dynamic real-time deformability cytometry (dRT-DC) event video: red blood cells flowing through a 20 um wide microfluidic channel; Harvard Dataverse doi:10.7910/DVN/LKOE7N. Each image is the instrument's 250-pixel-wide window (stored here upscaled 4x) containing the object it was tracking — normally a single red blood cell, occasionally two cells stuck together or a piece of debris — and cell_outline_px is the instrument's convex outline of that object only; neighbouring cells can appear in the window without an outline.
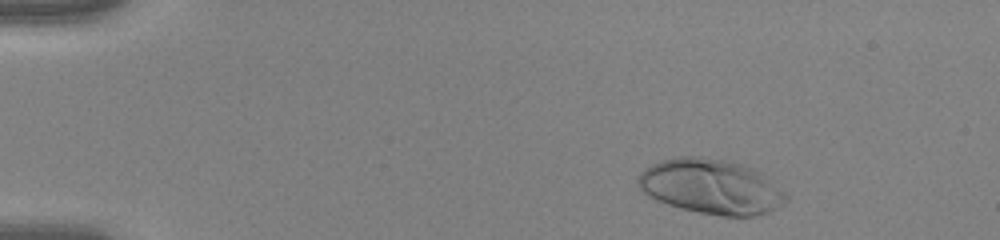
{"species": "human", "species_latin": "Homo sapiens", "temperature_condition": "warm", "stored_images_in_passage": 48, "camera_frame_rate_fps": 3000, "um_per_image_px": 0.085, "donor": {"sex": "female"}, "frame": {"image": 1, "passage_image": 3, "time_ms": 0.667, "image_size_px": [1000, 240], "cell_outline_px": [[788, 200], [784, 204], [768, 212], [752, 216], [720, 216], [680, 208], [668, 204], [648, 196], [640, 188], [636, 180], [640, 172], [644, 168], [652, 164], [664, 160], [680, 156], [700, 156], [728, 160], [744, 164], [760, 172], [784, 192], [788, 196]], "centroid_in_image_um": [60.44, 15.85], "position_along_channel_um": 24.6, "area_um2": 47.28}}
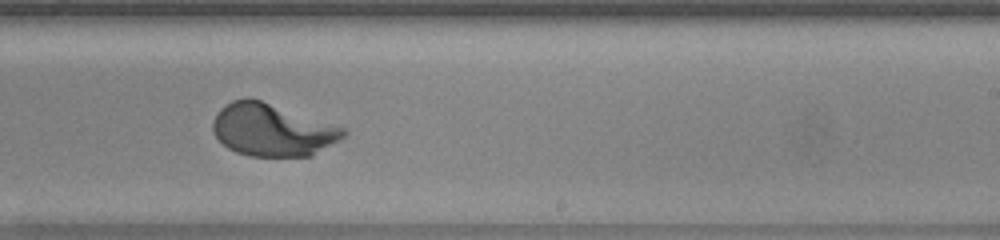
{"frame": {"image": 2, "passage_image": 29, "time_ms": 9.333, "image_size_px": [1000, 240], "cell_outline_px": [[348, 132], [340, 140], [312, 156], [248, 156], [236, 152], [228, 148], [212, 132], [212, 120], [220, 108], [232, 100], [244, 96], [252, 96], [348, 128]], "centroid_in_image_um": [23.16, 11.01], "position_along_channel_um": 265.8, "area_um2": 40.81}}
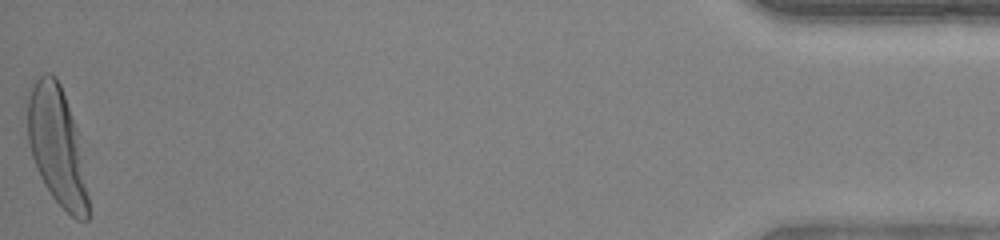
{"frame": {"image": 3, "passage_image": 48, "time_ms": 15.667, "image_size_px": [1000, 240], "cell_outline_px": [[88, 220], [76, 220], [52, 196], [44, 184], [36, 168], [32, 156], [28, 140], [28, 96], [32, 84], [40, 76], [48, 72], [56, 76], [60, 84], [76, 128], [88, 196]], "centroid_in_image_um": [4.82, 12.41], "position_along_channel_um": 430.4, "area_um2": 40.86}}